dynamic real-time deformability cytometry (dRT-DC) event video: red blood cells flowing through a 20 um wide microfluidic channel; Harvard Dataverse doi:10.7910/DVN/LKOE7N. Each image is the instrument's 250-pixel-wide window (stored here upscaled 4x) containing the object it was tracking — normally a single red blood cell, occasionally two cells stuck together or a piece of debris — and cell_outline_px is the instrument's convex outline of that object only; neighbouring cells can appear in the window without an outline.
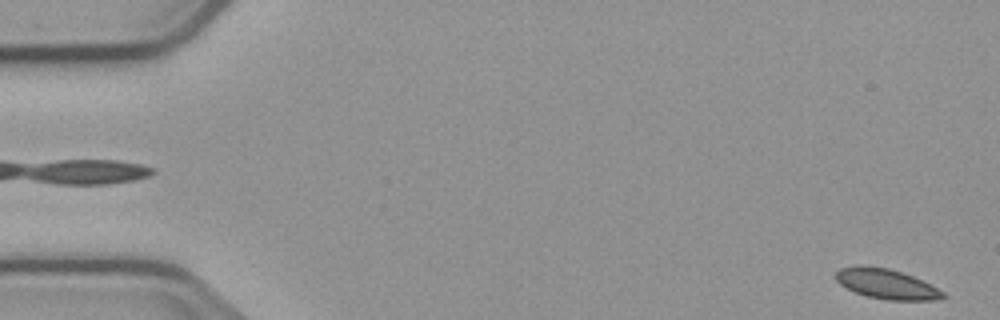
{"species": "common noctule bat (a hibernating species)", "species_latin": "Nyctalus noctula", "temperature_condition": "cold", "stored_images_in_passage": 5, "segment_of_instrument_passage": [2, 2], "camera_frame_rate_fps": 3000, "um_per_image_px": 0.085, "animal": {"sex": "male", "body_mass_g": 23.1, "forearm_length_mm": 52.7}, "frame": {"image": 1, "passage_image": 5, "time_ms": 5.0, "image_size_px": [1000, 320], "cell_outline_px": [[948, 296], [936, 300], [888, 300], [868, 296], [856, 292], [840, 284], [836, 280], [836, 272], [840, 268], [856, 264], [860, 264], [888, 268], [912, 276], [944, 292]], "centroid_in_image_um": [75.32, 24.12], "position_along_channel_um": 9.7, "area_um2": 18.55}}